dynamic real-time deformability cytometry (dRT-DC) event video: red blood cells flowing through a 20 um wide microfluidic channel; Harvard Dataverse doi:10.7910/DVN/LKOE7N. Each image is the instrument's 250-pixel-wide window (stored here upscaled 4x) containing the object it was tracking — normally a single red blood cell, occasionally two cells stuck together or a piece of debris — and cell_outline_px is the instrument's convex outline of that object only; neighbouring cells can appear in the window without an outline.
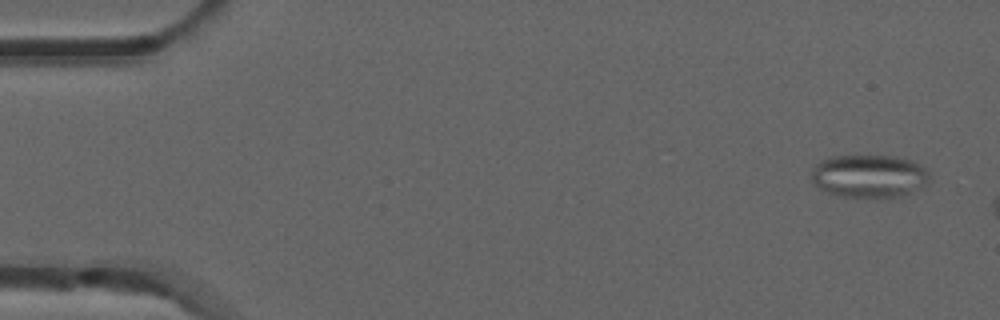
{"species": "common noctule bat (a hibernating species)", "species_latin": "Nyctalus noctula", "temperature_condition": "room temperature", "stored_images_in_passage": 16, "camera_frame_rate_fps": 3000, "um_per_image_px": 0.085, "animal": {"sex": "male", "forearm_length_mm": 52.5}, "frame": {"image": 1, "passage_image": 3, "time_ms": 0.667, "image_size_px": [1000, 320], "cell_outline_px": [[928, 180], [924, 184], [900, 196], [876, 200], [836, 196], [812, 184], [812, 168], [820, 160], [828, 156], [896, 156], [912, 160], [920, 164], [928, 172]], "centroid_in_image_um": [73.81, 14.99], "position_along_channel_um": 11.2, "area_um2": 30.11}}